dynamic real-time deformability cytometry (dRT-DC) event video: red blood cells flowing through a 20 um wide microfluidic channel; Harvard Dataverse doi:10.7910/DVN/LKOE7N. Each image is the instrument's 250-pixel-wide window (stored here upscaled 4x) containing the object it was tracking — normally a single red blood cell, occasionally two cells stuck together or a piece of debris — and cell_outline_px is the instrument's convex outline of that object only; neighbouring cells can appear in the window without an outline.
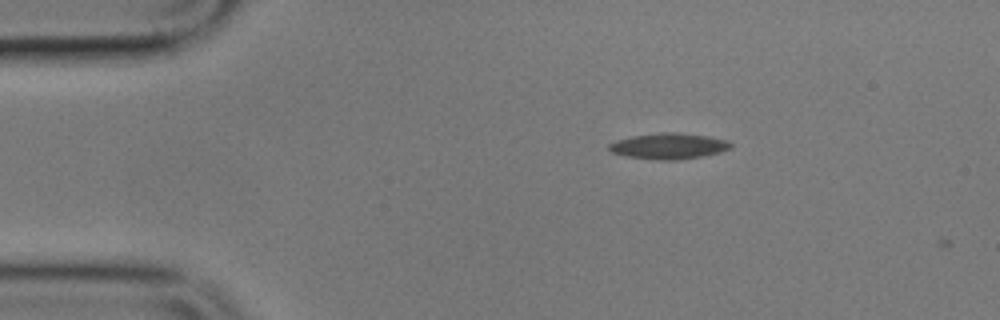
{"species": "common noctule bat (a hibernating species)", "species_latin": "Nyctalus noctula", "temperature_condition": "cold", "stored_images_in_passage": 2, "camera_frame_rate_fps": 3000, "um_per_image_px": 0.085, "animal": {"sex": "male", "body_mass_g": 17.9}, "frame": {"image": 1, "passage_image": 1, "time_ms": 0.0, "image_size_px": [1000, 320], "cell_outline_px": [[732, 148], [720, 152], [680, 160], [660, 160], [628, 156], [612, 152], [608, 148], [608, 144], [616, 140], [632, 136], [664, 132], [676, 132], [708, 136], [728, 140], [732, 144]], "centroid_in_image_um": [56.87, 12.41], "position_along_channel_um": 28.1, "area_um2": 18.26}}